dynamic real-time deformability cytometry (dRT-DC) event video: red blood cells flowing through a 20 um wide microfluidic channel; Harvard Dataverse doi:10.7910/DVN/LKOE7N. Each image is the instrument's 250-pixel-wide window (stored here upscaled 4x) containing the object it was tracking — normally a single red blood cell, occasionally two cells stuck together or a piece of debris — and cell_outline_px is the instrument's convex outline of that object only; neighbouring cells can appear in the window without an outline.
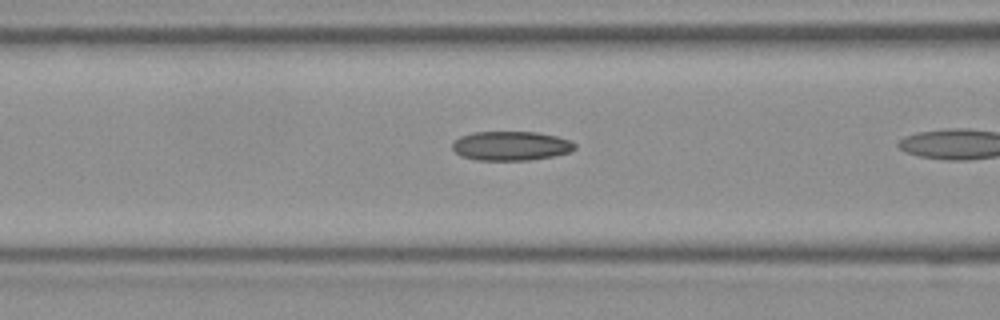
{"species": "Egyptian fruit bat (a non-hibernating species)", "species_latin": "Rousettus aegyptiacus", "temperature_condition": "room temperature", "stored_images_in_passage": 25, "camera_frame_rate_fps": 3000, "um_per_image_px": 0.085, "frame": {"image": 1, "passage_image": 18, "time_ms": 5.667, "image_size_px": [1000, 320], "cell_outline_px": [[576, 148], [572, 152], [552, 156], [528, 160], [476, 160], [460, 156], [452, 148], [452, 144], [460, 136], [472, 132], [536, 132], [556, 136], [568, 140], [576, 144]], "centroid_in_image_um": [43.42, 12.4], "position_along_channel_um": 123.2, "area_um2": 20.87}}